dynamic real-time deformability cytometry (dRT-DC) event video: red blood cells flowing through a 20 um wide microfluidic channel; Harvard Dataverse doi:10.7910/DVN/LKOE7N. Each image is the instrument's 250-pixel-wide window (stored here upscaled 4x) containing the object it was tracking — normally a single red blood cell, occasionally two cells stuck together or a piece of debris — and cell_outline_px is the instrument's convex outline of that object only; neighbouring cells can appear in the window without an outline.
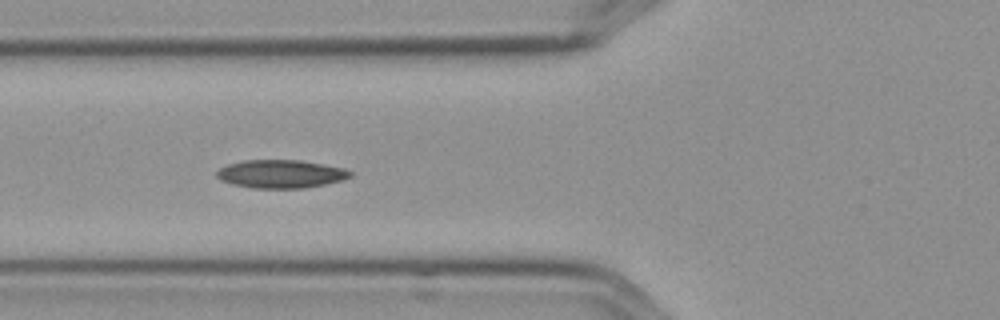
{"species": "Egyptian fruit bat (a non-hibernating species)", "species_latin": "Rousettus aegyptiacus", "temperature_condition": "cold", "stored_images_in_passage": 6, "camera_frame_rate_fps": 3000, "um_per_image_px": 0.085, "frame": {"image": 1, "passage_image": 6, "time_ms": 1.667, "image_size_px": [1000, 320], "cell_outline_px": [[352, 176], [344, 180], [304, 188], [252, 188], [232, 184], [220, 180], [216, 176], [216, 172], [220, 168], [228, 164], [244, 160], [300, 160], [324, 164], [344, 168], [352, 172]], "centroid_in_image_um": [23.87, 14.78], "position_along_channel_um": 101.9, "area_um2": 22.02}}